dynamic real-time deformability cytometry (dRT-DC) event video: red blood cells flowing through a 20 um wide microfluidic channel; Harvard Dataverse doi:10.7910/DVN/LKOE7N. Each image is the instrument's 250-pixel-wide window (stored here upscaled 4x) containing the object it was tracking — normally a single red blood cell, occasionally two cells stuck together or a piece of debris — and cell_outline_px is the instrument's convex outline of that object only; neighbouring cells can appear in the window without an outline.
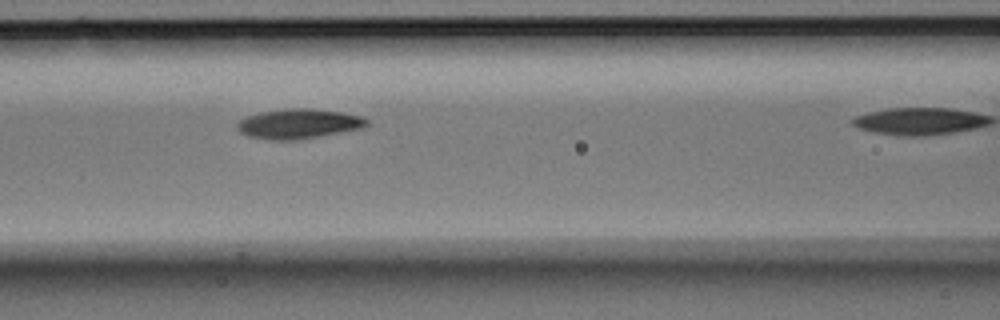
{"species": "Egyptian fruit bat (a non-hibernating species)", "species_latin": "Rousettus aegyptiacus", "temperature_condition": "room temperature", "stored_images_in_passage": 8, "camera_frame_rate_fps": 3000, "um_per_image_px": 0.085, "animal": {"sex": "male"}, "frame": {"image": 1, "passage_image": 5, "time_ms": 1.333, "image_size_px": [1000, 320], "cell_outline_px": [[368, 124], [364, 128], [300, 140], [268, 140], [248, 136], [240, 132], [236, 128], [236, 124], [240, 120], [248, 116], [260, 112], [284, 108], [308, 108], [340, 112], [360, 116], [368, 120]], "centroid_in_image_um": [25.37, 10.53], "position_along_channel_um": 141.2, "area_um2": 22.66}}
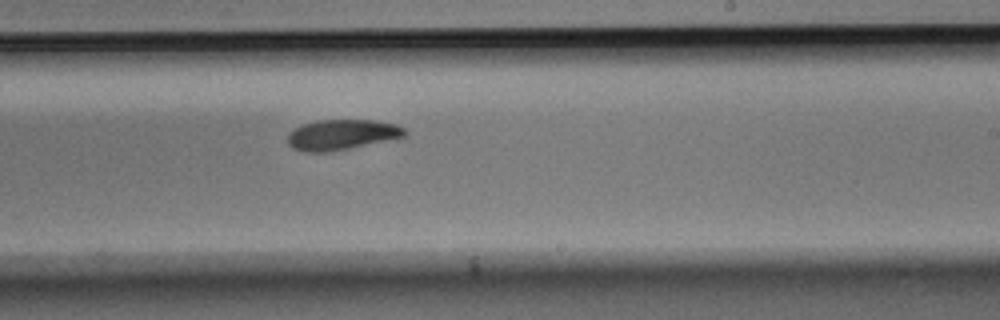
{"frame": {"image": 2, "passage_image": 8, "time_ms": 2.333, "image_size_px": [1000, 320], "cell_outline_px": [[408, 132], [404, 136], [348, 148], [324, 152], [308, 152], [292, 148], [288, 144], [288, 132], [292, 128], [300, 124], [316, 120], [372, 120], [396, 124], [404, 128]], "centroid_in_image_um": [28.98, 11.43], "position_along_channel_um": 260.0, "area_um2": 20.58}}